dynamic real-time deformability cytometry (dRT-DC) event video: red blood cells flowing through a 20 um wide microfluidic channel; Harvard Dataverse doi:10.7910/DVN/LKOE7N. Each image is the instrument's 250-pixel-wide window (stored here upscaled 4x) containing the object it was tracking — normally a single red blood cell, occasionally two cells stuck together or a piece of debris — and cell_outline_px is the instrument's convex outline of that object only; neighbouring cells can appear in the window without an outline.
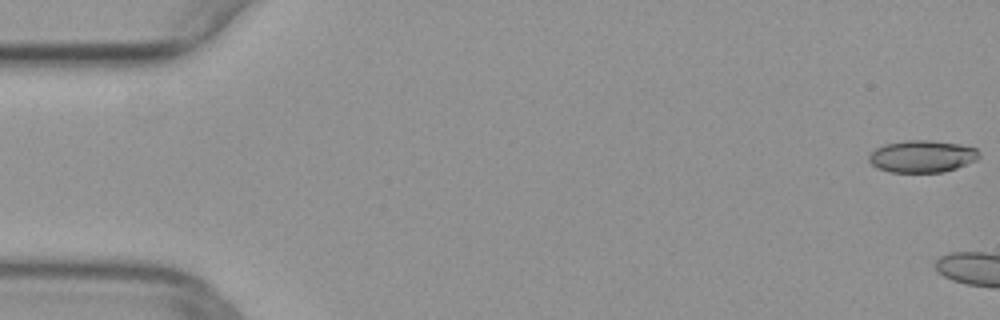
{"species": "common noctule bat (a hibernating species)", "species_latin": "Nyctalus noctula", "temperature_condition": "warm", "stored_images_in_passage": 12, "camera_frame_rate_fps": 3000, "um_per_image_px": 0.085, "animal": {"sex": "female", "body_mass_g": 29.2, "forearm_length_mm": 56.3}, "frame": {"image": 1, "passage_image": 1, "time_ms": 0.0, "image_size_px": [1000, 320], "cell_outline_px": [[980, 156], [976, 160], [956, 168], [944, 172], [888, 172], [876, 168], [868, 160], [868, 156], [876, 148], [884, 144], [908, 140], [928, 140], [960, 144], [976, 148], [980, 152]], "centroid_in_image_um": [78.37, 13.29], "position_along_channel_um": 6.6, "area_um2": 20.69}}